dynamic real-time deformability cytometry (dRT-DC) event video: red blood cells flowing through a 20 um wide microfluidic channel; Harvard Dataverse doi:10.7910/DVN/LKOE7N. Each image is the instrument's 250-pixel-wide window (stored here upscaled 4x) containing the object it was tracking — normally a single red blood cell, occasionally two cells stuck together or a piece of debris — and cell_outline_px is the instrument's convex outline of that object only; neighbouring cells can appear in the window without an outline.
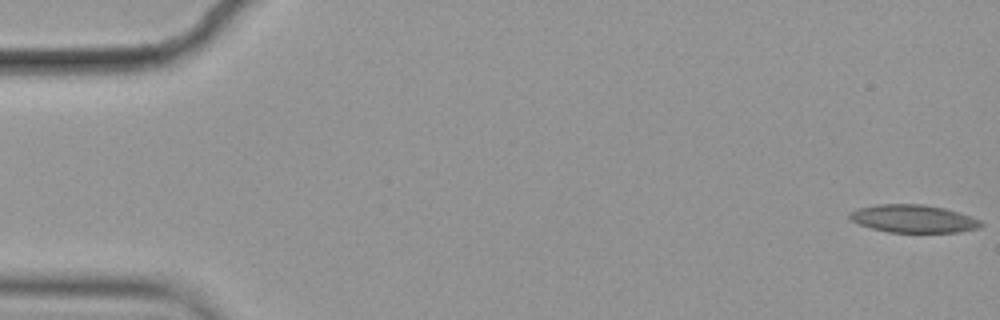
{"species": "common noctule bat (a hibernating species)", "species_latin": "Nyctalus noctula", "temperature_condition": "cold", "stored_images_in_passage": 57, "camera_frame_rate_fps": 3000, "um_per_image_px": 0.085, "animal": {"sex": "female", "body_mass_g": 19.9}, "frame": {"image": 1, "passage_image": 1, "time_ms": 0.0, "image_size_px": [1000, 320], "cell_outline_px": [[984, 224], [976, 228], [960, 232], [888, 232], [872, 228], [860, 224], [852, 220], [848, 216], [848, 212], [860, 208], [880, 204], [924, 204], [944, 208], [980, 220]], "centroid_in_image_um": [77.61, 18.59], "position_along_channel_um": 7.4, "area_um2": 20.98}}
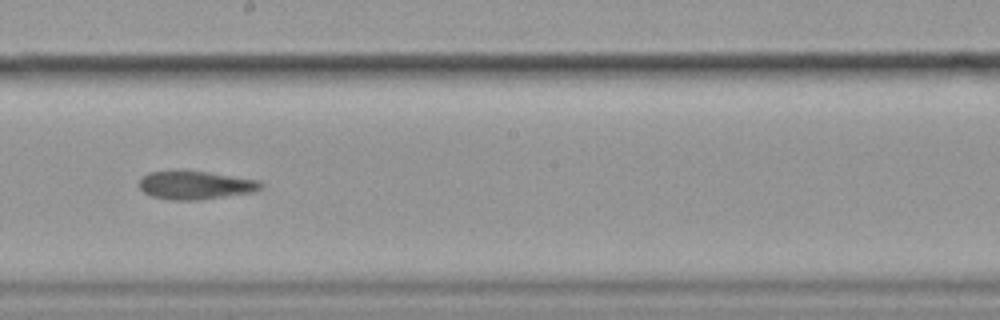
{"frame": {"image": 2, "passage_image": 32, "time_ms": 10.333, "image_size_px": [1000, 320], "cell_outline_px": [[264, 188], [252, 192], [196, 200], [168, 200], [152, 196], [144, 192], [140, 188], [140, 180], [148, 172], [180, 168], [208, 172], [260, 180], [264, 184]], "centroid_in_image_um": [16.6, 15.7], "position_along_channel_um": 231.6, "area_um2": 20.58}}
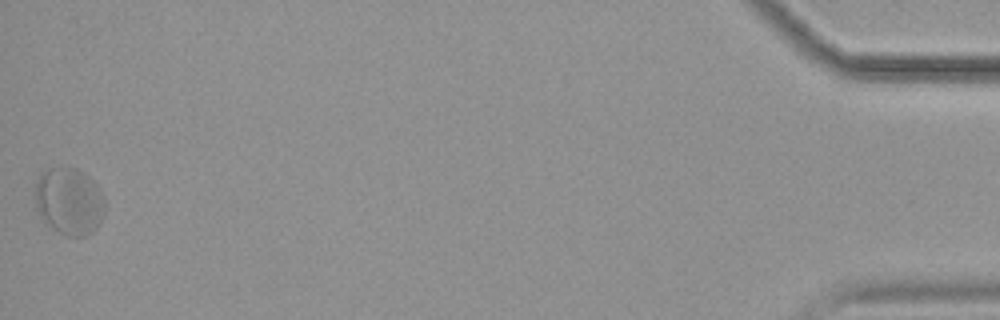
{"frame": {"image": 3, "passage_image": 57, "time_ms": 18.667, "image_size_px": [1000, 320], "cell_outline_px": [[104, 216], [96, 228], [92, 232], [84, 236], [68, 236], [44, 224], [36, 208], [36, 184], [40, 172], [48, 168], [76, 168], [84, 172], [92, 180], [104, 196]], "centroid_in_image_um": [5.87, 17.11], "position_along_channel_um": 429.3, "area_um2": 27.4}, "authors_computed_cell_mechanics": {"area_um2": 21.097, "velocity_mm_per_s": 3.5029, "shape_relaxation_time_tau1_ms": null, "shape_relaxation_time_tau2_ms": 3.3366, "deformation_change_tau1": null, "deformation_change_tau2": 0.084}}